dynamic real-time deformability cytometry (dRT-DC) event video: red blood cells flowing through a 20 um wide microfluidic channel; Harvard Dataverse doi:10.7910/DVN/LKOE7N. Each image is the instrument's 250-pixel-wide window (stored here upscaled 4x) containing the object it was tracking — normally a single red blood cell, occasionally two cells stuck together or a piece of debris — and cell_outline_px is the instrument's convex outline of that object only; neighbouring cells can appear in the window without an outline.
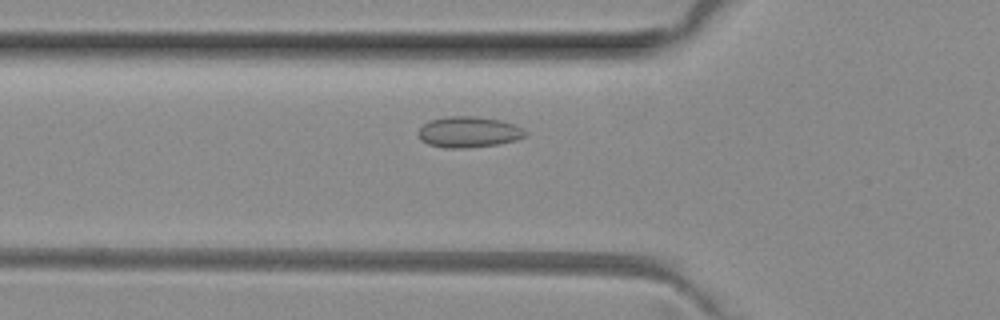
{"species": "common noctule bat (a hibernating species)", "species_latin": "Nyctalus noctula", "temperature_condition": "room temperature", "stored_images_in_passage": 41, "camera_frame_rate_fps": 3000, "um_per_image_px": 0.085, "animal": {"sex": "female", "body_mass_g": 29.2, "forearm_length_mm": 56.3}, "frame": {"image": 1, "passage_image": 7, "time_ms": 2.0, "image_size_px": [1000, 320], "cell_outline_px": [[528, 136], [516, 140], [496, 144], [464, 148], [444, 148], [428, 144], [420, 140], [420, 128], [424, 124], [432, 120], [444, 116], [476, 116], [500, 120], [512, 124], [528, 132]], "centroid_in_image_um": [39.85, 11.22], "position_along_channel_um": 86.0, "area_um2": 19.13}}
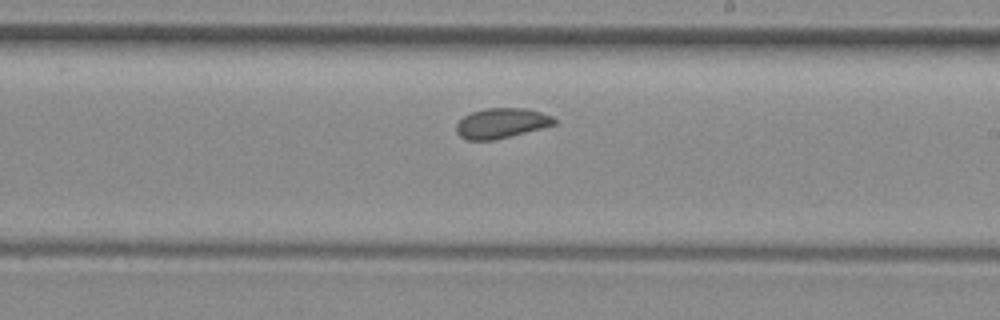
{"frame": {"image": 2, "passage_image": 19, "time_ms": 6.0, "image_size_px": [1000, 320], "cell_outline_px": [[556, 124], [496, 140], [468, 140], [460, 136], [456, 132], [456, 124], [464, 116], [472, 112], [484, 108], [524, 108], [540, 112], [552, 116], [556, 120]], "centroid_in_image_um": [42.6, 10.47], "position_along_channel_um": 246.4, "area_um2": 17.11}}
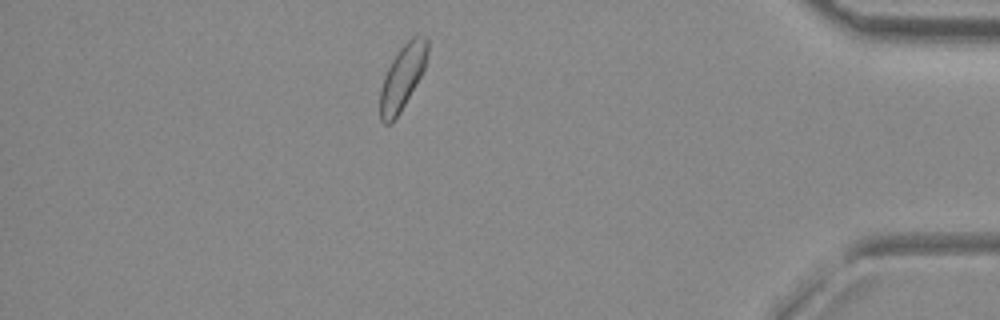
{"frame": {"image": 3, "passage_image": 34, "time_ms": 11.0, "image_size_px": [1000, 320], "cell_outline_px": [[428, 52], [424, 68], [420, 76], [400, 112], [388, 124], [384, 124], [380, 120], [380, 88], [384, 76], [392, 60], [400, 48], [416, 32], [428, 36]], "centroid_in_image_um": [34.22, 6.49], "position_along_channel_um": 401.0, "area_um2": 17.74}, "authors_computed_cell_mechanics": {"area_um2": 17.7446, "velocity_mm_per_s": 4.0131, "shape_relaxation_time_tau1_ms": null, "shape_relaxation_time_tau2_ms": 0.6637, "deformation_change_tau1": null, "deformation_change_tau2": 0.0593}}